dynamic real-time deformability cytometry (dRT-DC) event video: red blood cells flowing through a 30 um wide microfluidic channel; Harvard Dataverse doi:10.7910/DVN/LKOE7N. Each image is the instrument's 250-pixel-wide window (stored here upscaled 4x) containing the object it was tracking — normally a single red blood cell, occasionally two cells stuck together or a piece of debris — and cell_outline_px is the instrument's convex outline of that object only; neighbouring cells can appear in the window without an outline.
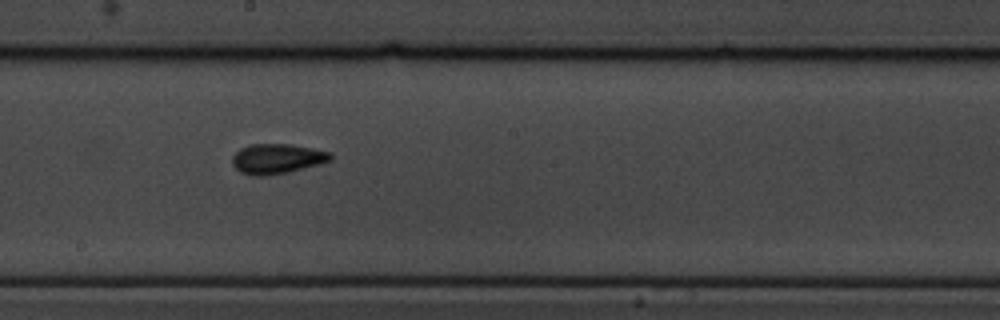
{"species": "common noctule bat (a hibernating species)", "species_latin": "Nyctalus noctula", "temperature_condition": "cold", "stored_images_in_passage": 12, "camera_frame_rate_fps": 3000, "um_per_image_px": 0.085, "animal": {"sex": "male", "body_mass_g": 19.5, "forearm_length_mm": 54.6}, "frame": {"image": 1, "passage_image": 6, "time_ms": 6.667, "image_size_px": [1000, 320], "cell_outline_px": [[332, 160], [320, 164], [288, 172], [264, 176], [252, 176], [240, 172], [232, 164], [232, 156], [240, 148], [252, 144], [292, 144], [332, 152]], "centroid_in_image_um": [23.55, 13.49], "position_along_channel_um": 224.6, "area_um2": 17.28}}
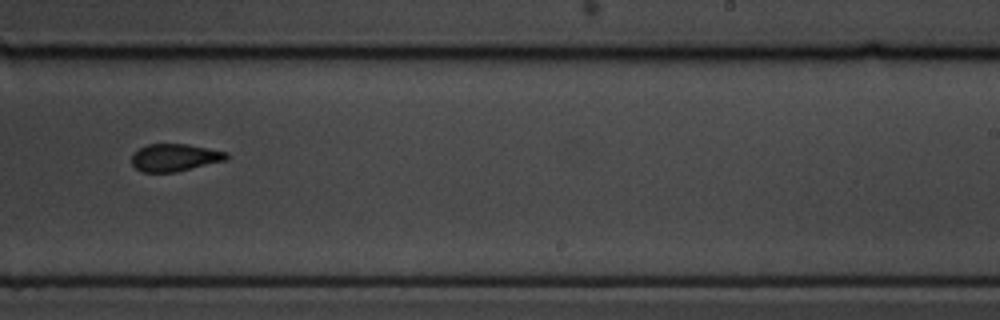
{"frame": {"image": 2, "passage_image": 7, "time_ms": 8.0, "image_size_px": [1000, 320], "cell_outline_px": [[228, 160], [176, 172], [140, 172], [132, 164], [132, 152], [148, 144], [188, 144], [228, 152]], "centroid_in_image_um": [14.86, 13.39], "position_along_channel_um": 274.1, "area_um2": 15.32}}
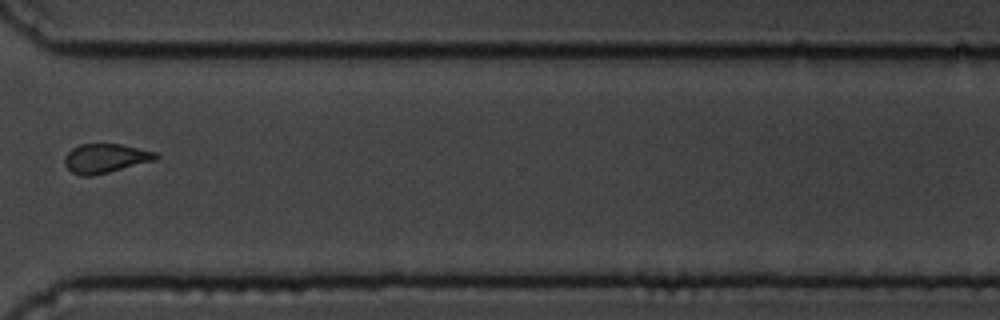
{"frame": {"image": 3, "passage_image": 9, "time_ms": 10.333, "image_size_px": [1000, 320], "cell_outline_px": [[160, 156], [156, 160], [92, 176], [80, 176], [72, 172], [64, 164], [64, 156], [72, 148], [80, 144], [120, 144], [156, 152]], "centroid_in_image_um": [8.95, 13.46], "position_along_channel_um": 361.7, "area_um2": 15.49}, "authors_computed_cell_mechanics": {"area_um2": 16.8198, "velocity_mm_per_s": 3.7137, "shape_relaxation_time_tau1_ms": 3.8185, "shape_relaxation_time_tau2_ms": 6.1087, "deformation_change_tau1": 0.1303, "deformation_change_tau2": 0.0775}}